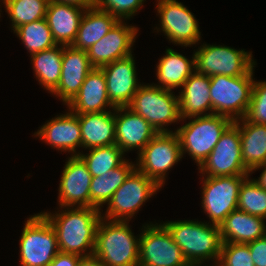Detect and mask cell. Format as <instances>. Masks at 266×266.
I'll list each match as a JSON object with an SVG mask.
<instances>
[{
	"label": "cell",
	"mask_w": 266,
	"mask_h": 266,
	"mask_svg": "<svg viewBox=\"0 0 266 266\" xmlns=\"http://www.w3.org/2000/svg\"><path fill=\"white\" fill-rule=\"evenodd\" d=\"M66 208L54 214L40 212L56 232L59 252L81 257L92 255L97 226L102 218L101 211L93 207Z\"/></svg>",
	"instance_id": "cell-1"
},
{
	"label": "cell",
	"mask_w": 266,
	"mask_h": 266,
	"mask_svg": "<svg viewBox=\"0 0 266 266\" xmlns=\"http://www.w3.org/2000/svg\"><path fill=\"white\" fill-rule=\"evenodd\" d=\"M163 225L190 266H201L212 259L217 265L223 245L219 226L193 220L166 221Z\"/></svg>",
	"instance_id": "cell-2"
},
{
	"label": "cell",
	"mask_w": 266,
	"mask_h": 266,
	"mask_svg": "<svg viewBox=\"0 0 266 266\" xmlns=\"http://www.w3.org/2000/svg\"><path fill=\"white\" fill-rule=\"evenodd\" d=\"M128 223L104 218L99 221L93 254L105 266H139L140 239Z\"/></svg>",
	"instance_id": "cell-3"
},
{
	"label": "cell",
	"mask_w": 266,
	"mask_h": 266,
	"mask_svg": "<svg viewBox=\"0 0 266 266\" xmlns=\"http://www.w3.org/2000/svg\"><path fill=\"white\" fill-rule=\"evenodd\" d=\"M253 69L243 76H210L212 114L236 121L244 118L254 86Z\"/></svg>",
	"instance_id": "cell-4"
},
{
	"label": "cell",
	"mask_w": 266,
	"mask_h": 266,
	"mask_svg": "<svg viewBox=\"0 0 266 266\" xmlns=\"http://www.w3.org/2000/svg\"><path fill=\"white\" fill-rule=\"evenodd\" d=\"M191 119L174 132L180 142L182 157L187 152L195 160L197 166H200L233 121L217 114L196 116Z\"/></svg>",
	"instance_id": "cell-5"
},
{
	"label": "cell",
	"mask_w": 266,
	"mask_h": 266,
	"mask_svg": "<svg viewBox=\"0 0 266 266\" xmlns=\"http://www.w3.org/2000/svg\"><path fill=\"white\" fill-rule=\"evenodd\" d=\"M171 91L153 84H142L127 107L141 115L157 133H172L173 131L164 127L182 119L179 98Z\"/></svg>",
	"instance_id": "cell-6"
},
{
	"label": "cell",
	"mask_w": 266,
	"mask_h": 266,
	"mask_svg": "<svg viewBox=\"0 0 266 266\" xmlns=\"http://www.w3.org/2000/svg\"><path fill=\"white\" fill-rule=\"evenodd\" d=\"M21 234V266H48L59 253L56 232L41 213L28 218Z\"/></svg>",
	"instance_id": "cell-7"
},
{
	"label": "cell",
	"mask_w": 266,
	"mask_h": 266,
	"mask_svg": "<svg viewBox=\"0 0 266 266\" xmlns=\"http://www.w3.org/2000/svg\"><path fill=\"white\" fill-rule=\"evenodd\" d=\"M252 52L232 47L204 44L194 51L195 72L206 75L243 76L248 74L256 62Z\"/></svg>",
	"instance_id": "cell-8"
},
{
	"label": "cell",
	"mask_w": 266,
	"mask_h": 266,
	"mask_svg": "<svg viewBox=\"0 0 266 266\" xmlns=\"http://www.w3.org/2000/svg\"><path fill=\"white\" fill-rule=\"evenodd\" d=\"M159 189L152 179L135 168L107 202L105 216L101 217L113 221H130L143 203Z\"/></svg>",
	"instance_id": "cell-9"
},
{
	"label": "cell",
	"mask_w": 266,
	"mask_h": 266,
	"mask_svg": "<svg viewBox=\"0 0 266 266\" xmlns=\"http://www.w3.org/2000/svg\"><path fill=\"white\" fill-rule=\"evenodd\" d=\"M138 154L135 168L152 179L160 188L166 172L180 159L182 152L175 132L158 133Z\"/></svg>",
	"instance_id": "cell-10"
},
{
	"label": "cell",
	"mask_w": 266,
	"mask_h": 266,
	"mask_svg": "<svg viewBox=\"0 0 266 266\" xmlns=\"http://www.w3.org/2000/svg\"><path fill=\"white\" fill-rule=\"evenodd\" d=\"M139 235V266H190L181 248L161 223L145 224Z\"/></svg>",
	"instance_id": "cell-11"
},
{
	"label": "cell",
	"mask_w": 266,
	"mask_h": 266,
	"mask_svg": "<svg viewBox=\"0 0 266 266\" xmlns=\"http://www.w3.org/2000/svg\"><path fill=\"white\" fill-rule=\"evenodd\" d=\"M248 176L250 175L202 176L201 203L210 223L219 226L232 211L238 209L239 190Z\"/></svg>",
	"instance_id": "cell-12"
},
{
	"label": "cell",
	"mask_w": 266,
	"mask_h": 266,
	"mask_svg": "<svg viewBox=\"0 0 266 266\" xmlns=\"http://www.w3.org/2000/svg\"><path fill=\"white\" fill-rule=\"evenodd\" d=\"M198 169L202 176L207 174L210 177L250 175L242 161L240 131L234 122L222 133L212 152Z\"/></svg>",
	"instance_id": "cell-13"
},
{
	"label": "cell",
	"mask_w": 266,
	"mask_h": 266,
	"mask_svg": "<svg viewBox=\"0 0 266 266\" xmlns=\"http://www.w3.org/2000/svg\"><path fill=\"white\" fill-rule=\"evenodd\" d=\"M156 9L160 15L161 28L170 42L182 46H191L201 40L197 20L191 11L176 0H157Z\"/></svg>",
	"instance_id": "cell-14"
},
{
	"label": "cell",
	"mask_w": 266,
	"mask_h": 266,
	"mask_svg": "<svg viewBox=\"0 0 266 266\" xmlns=\"http://www.w3.org/2000/svg\"><path fill=\"white\" fill-rule=\"evenodd\" d=\"M137 33V27L118 21L104 37L87 50L91 65L94 68H101L132 55L131 47L134 45Z\"/></svg>",
	"instance_id": "cell-15"
},
{
	"label": "cell",
	"mask_w": 266,
	"mask_h": 266,
	"mask_svg": "<svg viewBox=\"0 0 266 266\" xmlns=\"http://www.w3.org/2000/svg\"><path fill=\"white\" fill-rule=\"evenodd\" d=\"M91 178V173L79 156L69 157L59 183L60 208L90 207Z\"/></svg>",
	"instance_id": "cell-16"
},
{
	"label": "cell",
	"mask_w": 266,
	"mask_h": 266,
	"mask_svg": "<svg viewBox=\"0 0 266 266\" xmlns=\"http://www.w3.org/2000/svg\"><path fill=\"white\" fill-rule=\"evenodd\" d=\"M135 66L134 57L130 55L101 67L109 100L115 107L128 106L141 86Z\"/></svg>",
	"instance_id": "cell-17"
},
{
	"label": "cell",
	"mask_w": 266,
	"mask_h": 266,
	"mask_svg": "<svg viewBox=\"0 0 266 266\" xmlns=\"http://www.w3.org/2000/svg\"><path fill=\"white\" fill-rule=\"evenodd\" d=\"M157 131L141 115L130 108H115V144L125 153L140 152L156 135Z\"/></svg>",
	"instance_id": "cell-18"
},
{
	"label": "cell",
	"mask_w": 266,
	"mask_h": 266,
	"mask_svg": "<svg viewBox=\"0 0 266 266\" xmlns=\"http://www.w3.org/2000/svg\"><path fill=\"white\" fill-rule=\"evenodd\" d=\"M91 65L86 50L63 46L61 77L58 86L51 92L67 105L80 90Z\"/></svg>",
	"instance_id": "cell-19"
},
{
	"label": "cell",
	"mask_w": 266,
	"mask_h": 266,
	"mask_svg": "<svg viewBox=\"0 0 266 266\" xmlns=\"http://www.w3.org/2000/svg\"><path fill=\"white\" fill-rule=\"evenodd\" d=\"M35 133V137L41 138L52 148L61 150V152H72L71 156L79 155V152L76 151V147H82L79 115L70 111L56 116Z\"/></svg>",
	"instance_id": "cell-20"
},
{
	"label": "cell",
	"mask_w": 266,
	"mask_h": 266,
	"mask_svg": "<svg viewBox=\"0 0 266 266\" xmlns=\"http://www.w3.org/2000/svg\"><path fill=\"white\" fill-rule=\"evenodd\" d=\"M116 108L109 100L104 72L101 68H93L86 76L80 90L67 104L68 111L75 115L100 113L108 107Z\"/></svg>",
	"instance_id": "cell-21"
},
{
	"label": "cell",
	"mask_w": 266,
	"mask_h": 266,
	"mask_svg": "<svg viewBox=\"0 0 266 266\" xmlns=\"http://www.w3.org/2000/svg\"><path fill=\"white\" fill-rule=\"evenodd\" d=\"M84 12L85 9L76 5L49 1L45 19L57 45L73 44Z\"/></svg>",
	"instance_id": "cell-22"
},
{
	"label": "cell",
	"mask_w": 266,
	"mask_h": 266,
	"mask_svg": "<svg viewBox=\"0 0 266 266\" xmlns=\"http://www.w3.org/2000/svg\"><path fill=\"white\" fill-rule=\"evenodd\" d=\"M182 88L178 95L182 120L212 114L209 76L194 72L184 82ZM207 111L209 112L205 113Z\"/></svg>",
	"instance_id": "cell-23"
},
{
	"label": "cell",
	"mask_w": 266,
	"mask_h": 266,
	"mask_svg": "<svg viewBox=\"0 0 266 266\" xmlns=\"http://www.w3.org/2000/svg\"><path fill=\"white\" fill-rule=\"evenodd\" d=\"M265 219L236 209L219 225L223 243L247 244L265 236Z\"/></svg>",
	"instance_id": "cell-24"
},
{
	"label": "cell",
	"mask_w": 266,
	"mask_h": 266,
	"mask_svg": "<svg viewBox=\"0 0 266 266\" xmlns=\"http://www.w3.org/2000/svg\"><path fill=\"white\" fill-rule=\"evenodd\" d=\"M82 147L92 149L115 144V109L113 113H86L79 115Z\"/></svg>",
	"instance_id": "cell-25"
},
{
	"label": "cell",
	"mask_w": 266,
	"mask_h": 266,
	"mask_svg": "<svg viewBox=\"0 0 266 266\" xmlns=\"http://www.w3.org/2000/svg\"><path fill=\"white\" fill-rule=\"evenodd\" d=\"M118 21L115 16L97 7L86 9L80 20L77 36L72 46L87 51L104 37Z\"/></svg>",
	"instance_id": "cell-26"
},
{
	"label": "cell",
	"mask_w": 266,
	"mask_h": 266,
	"mask_svg": "<svg viewBox=\"0 0 266 266\" xmlns=\"http://www.w3.org/2000/svg\"><path fill=\"white\" fill-rule=\"evenodd\" d=\"M233 122L240 131L243 164L250 172L266 163V125L247 122L244 118Z\"/></svg>",
	"instance_id": "cell-27"
},
{
	"label": "cell",
	"mask_w": 266,
	"mask_h": 266,
	"mask_svg": "<svg viewBox=\"0 0 266 266\" xmlns=\"http://www.w3.org/2000/svg\"><path fill=\"white\" fill-rule=\"evenodd\" d=\"M166 54L159 59L157 65V87L173 90L182 87L184 82L195 72L194 54L189 61L184 55L171 48L166 49ZM161 83V84H160Z\"/></svg>",
	"instance_id": "cell-28"
},
{
	"label": "cell",
	"mask_w": 266,
	"mask_h": 266,
	"mask_svg": "<svg viewBox=\"0 0 266 266\" xmlns=\"http://www.w3.org/2000/svg\"><path fill=\"white\" fill-rule=\"evenodd\" d=\"M135 169V164L125 160L117 168L101 176H92L90 186V207L101 210L103 204L111 199L114 192L124 183Z\"/></svg>",
	"instance_id": "cell-29"
},
{
	"label": "cell",
	"mask_w": 266,
	"mask_h": 266,
	"mask_svg": "<svg viewBox=\"0 0 266 266\" xmlns=\"http://www.w3.org/2000/svg\"><path fill=\"white\" fill-rule=\"evenodd\" d=\"M63 45H55L31 55L35 76L49 93L57 86L61 77Z\"/></svg>",
	"instance_id": "cell-30"
},
{
	"label": "cell",
	"mask_w": 266,
	"mask_h": 266,
	"mask_svg": "<svg viewBox=\"0 0 266 266\" xmlns=\"http://www.w3.org/2000/svg\"><path fill=\"white\" fill-rule=\"evenodd\" d=\"M125 153L116 145L89 149V153H79L92 176H101L120 166L126 159Z\"/></svg>",
	"instance_id": "cell-31"
},
{
	"label": "cell",
	"mask_w": 266,
	"mask_h": 266,
	"mask_svg": "<svg viewBox=\"0 0 266 266\" xmlns=\"http://www.w3.org/2000/svg\"><path fill=\"white\" fill-rule=\"evenodd\" d=\"M12 21V30L40 19H44L50 0H1Z\"/></svg>",
	"instance_id": "cell-32"
},
{
	"label": "cell",
	"mask_w": 266,
	"mask_h": 266,
	"mask_svg": "<svg viewBox=\"0 0 266 266\" xmlns=\"http://www.w3.org/2000/svg\"><path fill=\"white\" fill-rule=\"evenodd\" d=\"M14 33L22 40L30 55L57 45L45 18L21 25L14 30Z\"/></svg>",
	"instance_id": "cell-33"
},
{
	"label": "cell",
	"mask_w": 266,
	"mask_h": 266,
	"mask_svg": "<svg viewBox=\"0 0 266 266\" xmlns=\"http://www.w3.org/2000/svg\"><path fill=\"white\" fill-rule=\"evenodd\" d=\"M237 207L241 211L266 219V190L248 176L241 184Z\"/></svg>",
	"instance_id": "cell-34"
},
{
	"label": "cell",
	"mask_w": 266,
	"mask_h": 266,
	"mask_svg": "<svg viewBox=\"0 0 266 266\" xmlns=\"http://www.w3.org/2000/svg\"><path fill=\"white\" fill-rule=\"evenodd\" d=\"M216 266H254L248 244L223 243Z\"/></svg>",
	"instance_id": "cell-35"
},
{
	"label": "cell",
	"mask_w": 266,
	"mask_h": 266,
	"mask_svg": "<svg viewBox=\"0 0 266 266\" xmlns=\"http://www.w3.org/2000/svg\"><path fill=\"white\" fill-rule=\"evenodd\" d=\"M244 119L247 122L266 125V81L254 80L250 104Z\"/></svg>",
	"instance_id": "cell-36"
},
{
	"label": "cell",
	"mask_w": 266,
	"mask_h": 266,
	"mask_svg": "<svg viewBox=\"0 0 266 266\" xmlns=\"http://www.w3.org/2000/svg\"><path fill=\"white\" fill-rule=\"evenodd\" d=\"M143 3L144 0H96V7L122 21L135 15Z\"/></svg>",
	"instance_id": "cell-37"
},
{
	"label": "cell",
	"mask_w": 266,
	"mask_h": 266,
	"mask_svg": "<svg viewBox=\"0 0 266 266\" xmlns=\"http://www.w3.org/2000/svg\"><path fill=\"white\" fill-rule=\"evenodd\" d=\"M254 266H266V237L247 243Z\"/></svg>",
	"instance_id": "cell-38"
},
{
	"label": "cell",
	"mask_w": 266,
	"mask_h": 266,
	"mask_svg": "<svg viewBox=\"0 0 266 266\" xmlns=\"http://www.w3.org/2000/svg\"><path fill=\"white\" fill-rule=\"evenodd\" d=\"M81 256L59 252L48 266H77Z\"/></svg>",
	"instance_id": "cell-39"
},
{
	"label": "cell",
	"mask_w": 266,
	"mask_h": 266,
	"mask_svg": "<svg viewBox=\"0 0 266 266\" xmlns=\"http://www.w3.org/2000/svg\"><path fill=\"white\" fill-rule=\"evenodd\" d=\"M50 1L76 5L82 7L85 10L96 7V0H50Z\"/></svg>",
	"instance_id": "cell-40"
},
{
	"label": "cell",
	"mask_w": 266,
	"mask_h": 266,
	"mask_svg": "<svg viewBox=\"0 0 266 266\" xmlns=\"http://www.w3.org/2000/svg\"><path fill=\"white\" fill-rule=\"evenodd\" d=\"M77 266H105L100 259L92 254L89 256H83L80 258Z\"/></svg>",
	"instance_id": "cell-41"
},
{
	"label": "cell",
	"mask_w": 266,
	"mask_h": 266,
	"mask_svg": "<svg viewBox=\"0 0 266 266\" xmlns=\"http://www.w3.org/2000/svg\"><path fill=\"white\" fill-rule=\"evenodd\" d=\"M263 168V169H262ZM259 170V169H262V173L260 174V177L258 179H253V181L260 187V188H263L266 190V163L262 164V165H259V166H256L254 167L250 173H253V171H256V170Z\"/></svg>",
	"instance_id": "cell-42"
}]
</instances>
